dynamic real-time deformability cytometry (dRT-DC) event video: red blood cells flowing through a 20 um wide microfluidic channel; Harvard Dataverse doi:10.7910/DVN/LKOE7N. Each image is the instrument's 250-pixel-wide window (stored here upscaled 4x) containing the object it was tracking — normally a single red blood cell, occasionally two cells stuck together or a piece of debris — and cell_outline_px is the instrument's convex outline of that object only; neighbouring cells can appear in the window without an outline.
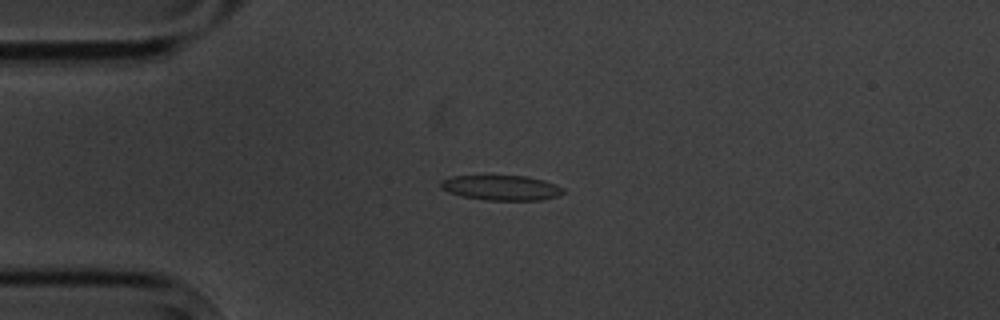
{"species": "common noctule bat (a hibernating species)", "species_latin": "Nyctalus noctula", "temperature_condition": "cold", "stored_images_in_passage": 6, "camera_frame_rate_fps": 3000, "um_per_image_px": 0.085, "animal": {"sex": "male", "body_mass_g": 20.1, "forearm_length_mm": 53.5}, "frame": {"image": 1, "passage_image": 1, "time_ms": 0.0, "image_size_px": [1000, 320], "cell_outline_px": [[564, 192], [560, 196], [540, 200], [488, 200], [464, 196], [448, 192], [440, 188], [440, 180], [452, 176], [528, 176], [544, 180], [556, 184], [564, 188]], "centroid_in_image_um": [42.64, 15.95], "position_along_channel_um": 42.4, "area_um2": 17.92}}
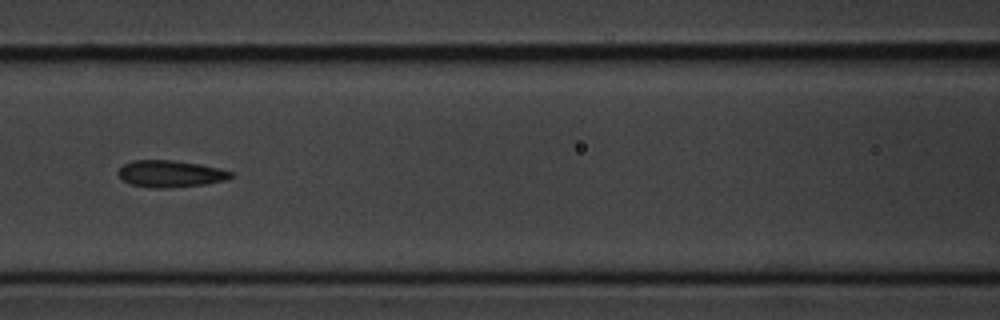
{"frame": {"image": 2, "passage_image": 4, "time_ms": 3.667, "image_size_px": [1000, 320], "cell_outline_px": [[232, 176], [224, 180], [204, 184], [164, 188], [156, 188], [128, 184], [120, 176], [120, 168], [124, 164], [132, 160], [172, 160], [200, 164], [232, 172]], "centroid_in_image_um": [14.45, 14.76], "position_along_channel_um": 152.1, "area_um2": 17.22}}
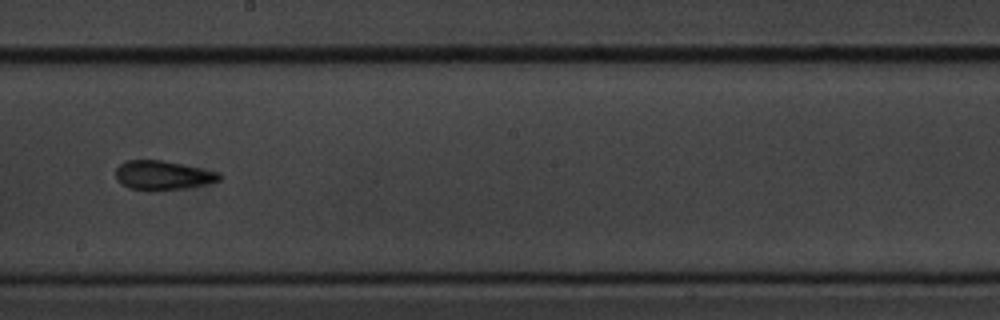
{"frame": {"image": 3, "passage_image": 6, "time_ms": 6.0, "image_size_px": [1000, 320], "cell_outline_px": [[224, 176], [220, 180], [204, 184], [184, 188], [128, 188], [120, 184], [116, 180], [116, 168], [120, 164], [128, 160], [160, 160], [220, 172]], "centroid_in_image_um": [13.84, 14.87], "position_along_channel_um": 234.4, "area_um2": 16.99}}